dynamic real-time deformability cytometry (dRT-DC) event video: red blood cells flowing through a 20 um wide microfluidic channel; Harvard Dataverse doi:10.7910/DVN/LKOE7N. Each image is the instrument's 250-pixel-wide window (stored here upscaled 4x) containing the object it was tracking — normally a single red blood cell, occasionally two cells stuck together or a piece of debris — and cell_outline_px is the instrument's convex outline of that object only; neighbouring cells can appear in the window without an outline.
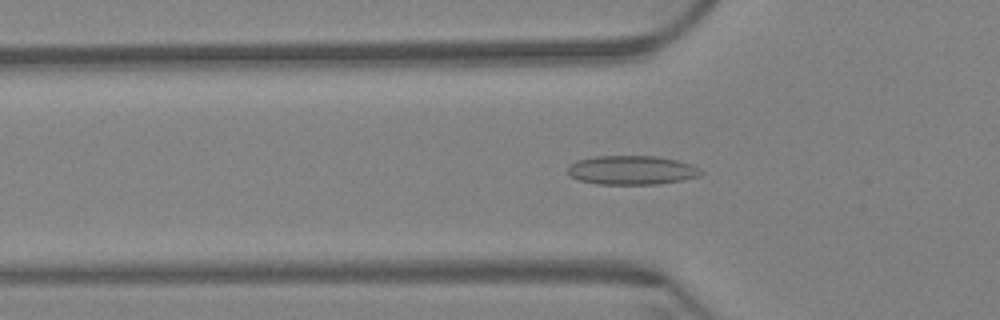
{"species": "Egyptian fruit bat (a non-hibernating species)", "species_latin": "Rousettus aegyptiacus", "temperature_condition": "warm", "stored_images_in_passage": 62, "camera_frame_rate_fps": 3000, "um_per_image_px": 0.085, "animal": {"sex": "female"}, "frame": {"image": 1, "passage_image": 21, "time_ms": 6.667, "image_size_px": [1000, 320], "cell_outline_px": [[704, 172], [700, 176], [660, 184], [600, 184], [580, 180], [572, 176], [568, 172], [568, 168], [576, 160], [596, 156], [656, 156], [676, 160], [692, 164], [700, 168]], "centroid_in_image_um": [53.74, 14.46], "position_along_channel_um": 72.1, "area_um2": 22.43}}
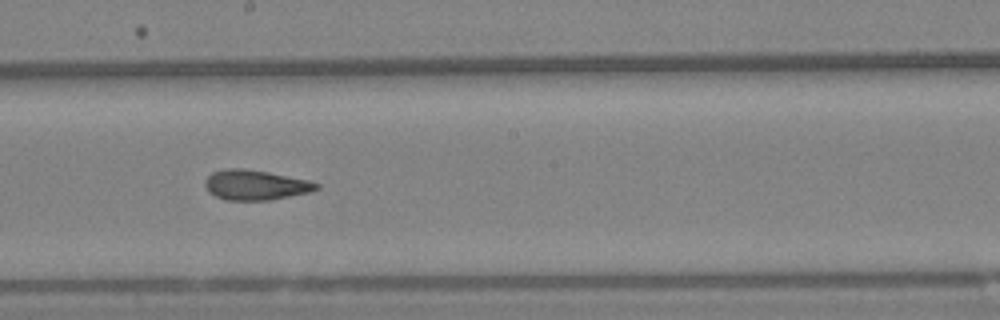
{"frame": {"image": 2, "passage_image": 35, "time_ms": 11.333, "image_size_px": [1000, 320], "cell_outline_px": [[320, 188], [308, 192], [268, 200], [224, 200], [208, 192], [204, 184], [204, 180], [212, 172], [224, 168], [244, 168], [268, 172], [308, 180], [320, 184]], "centroid_in_image_um": [21.67, 15.71], "position_along_channel_um": 226.5, "area_um2": 19.48}}
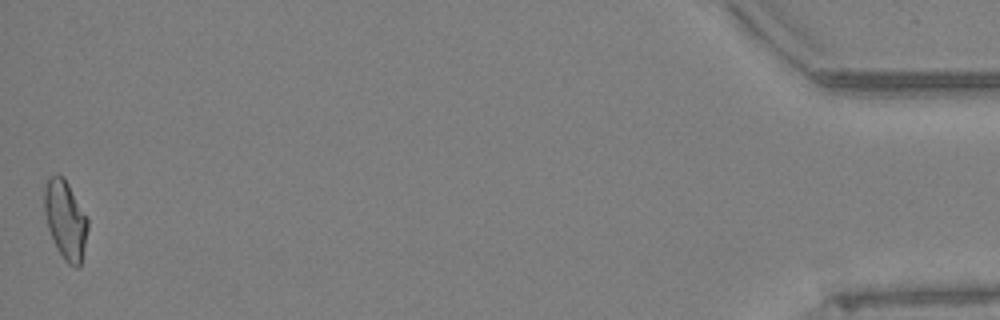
{"frame": {"image": 3, "passage_image": 62, "time_ms": 20.333, "image_size_px": [1000, 320], "cell_outline_px": [[88, 228], [80, 264], [76, 268], [68, 264], [64, 260], [56, 248], [48, 228], [44, 208], [44, 188], [48, 176], [64, 176], [88, 220]], "centroid_in_image_um": [5.54, 18.68], "position_along_channel_um": 429.7, "area_um2": 19.65}, "authors_computed_cell_mechanics": {"area_um2": 19.8254, "velocity_mm_per_s": 3.315, "shape_relaxation_time_tau1_ms": null, "shape_relaxation_time_tau2_ms": 2.6897, "deformation_change_tau1": null, "deformation_change_tau2": 0.0958}}